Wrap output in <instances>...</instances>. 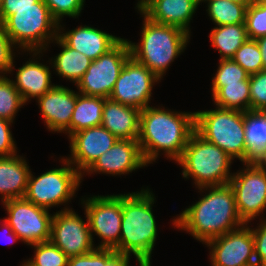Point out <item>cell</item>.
<instances>
[{
    "label": "cell",
    "mask_w": 266,
    "mask_h": 266,
    "mask_svg": "<svg viewBox=\"0 0 266 266\" xmlns=\"http://www.w3.org/2000/svg\"><path fill=\"white\" fill-rule=\"evenodd\" d=\"M198 189L202 192L208 190L209 193L172 220L176 228L188 232L196 240L206 244L245 224L239 216L229 183Z\"/></svg>",
    "instance_id": "cell-1"
},
{
    "label": "cell",
    "mask_w": 266,
    "mask_h": 266,
    "mask_svg": "<svg viewBox=\"0 0 266 266\" xmlns=\"http://www.w3.org/2000/svg\"><path fill=\"white\" fill-rule=\"evenodd\" d=\"M195 131V112H175L148 106L141 110L138 143L145 163L157 160L163 151L177 162Z\"/></svg>",
    "instance_id": "cell-2"
},
{
    "label": "cell",
    "mask_w": 266,
    "mask_h": 266,
    "mask_svg": "<svg viewBox=\"0 0 266 266\" xmlns=\"http://www.w3.org/2000/svg\"><path fill=\"white\" fill-rule=\"evenodd\" d=\"M155 196L149 188L122 194L120 241L113 248L117 253L135 256L137 262L151 259L157 238V223L152 206Z\"/></svg>",
    "instance_id": "cell-3"
},
{
    "label": "cell",
    "mask_w": 266,
    "mask_h": 266,
    "mask_svg": "<svg viewBox=\"0 0 266 266\" xmlns=\"http://www.w3.org/2000/svg\"><path fill=\"white\" fill-rule=\"evenodd\" d=\"M138 11L144 24L140 42L128 40L131 57L161 80L171 62L184 52L191 35L179 27L153 22Z\"/></svg>",
    "instance_id": "cell-4"
},
{
    "label": "cell",
    "mask_w": 266,
    "mask_h": 266,
    "mask_svg": "<svg viewBox=\"0 0 266 266\" xmlns=\"http://www.w3.org/2000/svg\"><path fill=\"white\" fill-rule=\"evenodd\" d=\"M232 159L225 151L194 131L177 161L185 179L192 177L197 188L228 184Z\"/></svg>",
    "instance_id": "cell-5"
},
{
    "label": "cell",
    "mask_w": 266,
    "mask_h": 266,
    "mask_svg": "<svg viewBox=\"0 0 266 266\" xmlns=\"http://www.w3.org/2000/svg\"><path fill=\"white\" fill-rule=\"evenodd\" d=\"M195 131L232 159L247 163L244 111L215 107L195 112Z\"/></svg>",
    "instance_id": "cell-6"
},
{
    "label": "cell",
    "mask_w": 266,
    "mask_h": 266,
    "mask_svg": "<svg viewBox=\"0 0 266 266\" xmlns=\"http://www.w3.org/2000/svg\"><path fill=\"white\" fill-rule=\"evenodd\" d=\"M3 24L15 48L19 45L17 48L24 52L45 51L58 36V23L43 0L36 2L34 8L15 10Z\"/></svg>",
    "instance_id": "cell-7"
},
{
    "label": "cell",
    "mask_w": 266,
    "mask_h": 266,
    "mask_svg": "<svg viewBox=\"0 0 266 266\" xmlns=\"http://www.w3.org/2000/svg\"><path fill=\"white\" fill-rule=\"evenodd\" d=\"M63 167L54 168L38 177L30 172L24 198L36 206L45 208L68 204L81 183V175L65 158Z\"/></svg>",
    "instance_id": "cell-8"
},
{
    "label": "cell",
    "mask_w": 266,
    "mask_h": 266,
    "mask_svg": "<svg viewBox=\"0 0 266 266\" xmlns=\"http://www.w3.org/2000/svg\"><path fill=\"white\" fill-rule=\"evenodd\" d=\"M131 57L128 40L122 38L112 49L91 62L76 84L79 94L109 98L120 72Z\"/></svg>",
    "instance_id": "cell-9"
},
{
    "label": "cell",
    "mask_w": 266,
    "mask_h": 266,
    "mask_svg": "<svg viewBox=\"0 0 266 266\" xmlns=\"http://www.w3.org/2000/svg\"><path fill=\"white\" fill-rule=\"evenodd\" d=\"M2 203L8 215L3 220L21 241L27 245L50 241L53 215L49 210L25 198L8 199Z\"/></svg>",
    "instance_id": "cell-10"
},
{
    "label": "cell",
    "mask_w": 266,
    "mask_h": 266,
    "mask_svg": "<svg viewBox=\"0 0 266 266\" xmlns=\"http://www.w3.org/2000/svg\"><path fill=\"white\" fill-rule=\"evenodd\" d=\"M82 199L91 237L101 239L96 248H114L120 241L122 222V194L93 196Z\"/></svg>",
    "instance_id": "cell-11"
},
{
    "label": "cell",
    "mask_w": 266,
    "mask_h": 266,
    "mask_svg": "<svg viewBox=\"0 0 266 266\" xmlns=\"http://www.w3.org/2000/svg\"><path fill=\"white\" fill-rule=\"evenodd\" d=\"M243 165L246 168L233 173L229 184L239 216L249 224L266 209V172L255 162Z\"/></svg>",
    "instance_id": "cell-12"
},
{
    "label": "cell",
    "mask_w": 266,
    "mask_h": 266,
    "mask_svg": "<svg viewBox=\"0 0 266 266\" xmlns=\"http://www.w3.org/2000/svg\"><path fill=\"white\" fill-rule=\"evenodd\" d=\"M86 222L72 208L65 206L63 210L53 214L50 241L68 258L90 253L96 247L87 215Z\"/></svg>",
    "instance_id": "cell-13"
},
{
    "label": "cell",
    "mask_w": 266,
    "mask_h": 266,
    "mask_svg": "<svg viewBox=\"0 0 266 266\" xmlns=\"http://www.w3.org/2000/svg\"><path fill=\"white\" fill-rule=\"evenodd\" d=\"M160 79L145 65L130 57L120 72L110 99L143 110L150 106L155 83Z\"/></svg>",
    "instance_id": "cell-14"
},
{
    "label": "cell",
    "mask_w": 266,
    "mask_h": 266,
    "mask_svg": "<svg viewBox=\"0 0 266 266\" xmlns=\"http://www.w3.org/2000/svg\"><path fill=\"white\" fill-rule=\"evenodd\" d=\"M205 245L211 249L212 266H256L254 238L247 224L218 236Z\"/></svg>",
    "instance_id": "cell-15"
},
{
    "label": "cell",
    "mask_w": 266,
    "mask_h": 266,
    "mask_svg": "<svg viewBox=\"0 0 266 266\" xmlns=\"http://www.w3.org/2000/svg\"><path fill=\"white\" fill-rule=\"evenodd\" d=\"M69 139L71 155L66 159L81 175L118 140L102 125L73 133Z\"/></svg>",
    "instance_id": "cell-16"
},
{
    "label": "cell",
    "mask_w": 266,
    "mask_h": 266,
    "mask_svg": "<svg viewBox=\"0 0 266 266\" xmlns=\"http://www.w3.org/2000/svg\"><path fill=\"white\" fill-rule=\"evenodd\" d=\"M77 92L54 85L48 92L37 99L43 120L49 131L69 134L70 122L76 104Z\"/></svg>",
    "instance_id": "cell-17"
},
{
    "label": "cell",
    "mask_w": 266,
    "mask_h": 266,
    "mask_svg": "<svg viewBox=\"0 0 266 266\" xmlns=\"http://www.w3.org/2000/svg\"><path fill=\"white\" fill-rule=\"evenodd\" d=\"M147 166L145 163L137 139H118L114 145L101 154L86 173H105L125 175L136 169Z\"/></svg>",
    "instance_id": "cell-18"
},
{
    "label": "cell",
    "mask_w": 266,
    "mask_h": 266,
    "mask_svg": "<svg viewBox=\"0 0 266 266\" xmlns=\"http://www.w3.org/2000/svg\"><path fill=\"white\" fill-rule=\"evenodd\" d=\"M201 0H147L138 9L151 21L176 26L190 34V21Z\"/></svg>",
    "instance_id": "cell-19"
},
{
    "label": "cell",
    "mask_w": 266,
    "mask_h": 266,
    "mask_svg": "<svg viewBox=\"0 0 266 266\" xmlns=\"http://www.w3.org/2000/svg\"><path fill=\"white\" fill-rule=\"evenodd\" d=\"M61 27V28H60ZM58 24V36L71 48L86 55L94 61L112 49L122 38L91 26H79L65 33Z\"/></svg>",
    "instance_id": "cell-20"
},
{
    "label": "cell",
    "mask_w": 266,
    "mask_h": 266,
    "mask_svg": "<svg viewBox=\"0 0 266 266\" xmlns=\"http://www.w3.org/2000/svg\"><path fill=\"white\" fill-rule=\"evenodd\" d=\"M31 53L33 58L18 68L13 81L14 87L20 92L25 104L31 100L30 98H40L55 85L51 83L49 66L34 59L37 56L40 58L42 51H29V54Z\"/></svg>",
    "instance_id": "cell-21"
},
{
    "label": "cell",
    "mask_w": 266,
    "mask_h": 266,
    "mask_svg": "<svg viewBox=\"0 0 266 266\" xmlns=\"http://www.w3.org/2000/svg\"><path fill=\"white\" fill-rule=\"evenodd\" d=\"M141 110L106 98L102 126L122 140L138 139Z\"/></svg>",
    "instance_id": "cell-22"
},
{
    "label": "cell",
    "mask_w": 266,
    "mask_h": 266,
    "mask_svg": "<svg viewBox=\"0 0 266 266\" xmlns=\"http://www.w3.org/2000/svg\"><path fill=\"white\" fill-rule=\"evenodd\" d=\"M31 170L20 155L0 157L1 201L24 198Z\"/></svg>",
    "instance_id": "cell-23"
},
{
    "label": "cell",
    "mask_w": 266,
    "mask_h": 266,
    "mask_svg": "<svg viewBox=\"0 0 266 266\" xmlns=\"http://www.w3.org/2000/svg\"><path fill=\"white\" fill-rule=\"evenodd\" d=\"M53 41L62 48V51L53 60H50V64L53 65L52 67L56 70L58 76L77 84L92 60L83 53L69 47L59 36Z\"/></svg>",
    "instance_id": "cell-24"
},
{
    "label": "cell",
    "mask_w": 266,
    "mask_h": 266,
    "mask_svg": "<svg viewBox=\"0 0 266 266\" xmlns=\"http://www.w3.org/2000/svg\"><path fill=\"white\" fill-rule=\"evenodd\" d=\"M105 98L86 96L77 92L76 104L70 122V136L73 133L102 124V110Z\"/></svg>",
    "instance_id": "cell-25"
},
{
    "label": "cell",
    "mask_w": 266,
    "mask_h": 266,
    "mask_svg": "<svg viewBox=\"0 0 266 266\" xmlns=\"http://www.w3.org/2000/svg\"><path fill=\"white\" fill-rule=\"evenodd\" d=\"M212 47L221 55L220 59H232L236 51L248 39L245 24L217 26L210 32Z\"/></svg>",
    "instance_id": "cell-26"
},
{
    "label": "cell",
    "mask_w": 266,
    "mask_h": 266,
    "mask_svg": "<svg viewBox=\"0 0 266 266\" xmlns=\"http://www.w3.org/2000/svg\"><path fill=\"white\" fill-rule=\"evenodd\" d=\"M247 163L255 162L266 150V118L260 111L244 112Z\"/></svg>",
    "instance_id": "cell-27"
},
{
    "label": "cell",
    "mask_w": 266,
    "mask_h": 266,
    "mask_svg": "<svg viewBox=\"0 0 266 266\" xmlns=\"http://www.w3.org/2000/svg\"><path fill=\"white\" fill-rule=\"evenodd\" d=\"M250 83L249 78L238 83L226 84L212 97L216 107L250 111Z\"/></svg>",
    "instance_id": "cell-28"
},
{
    "label": "cell",
    "mask_w": 266,
    "mask_h": 266,
    "mask_svg": "<svg viewBox=\"0 0 266 266\" xmlns=\"http://www.w3.org/2000/svg\"><path fill=\"white\" fill-rule=\"evenodd\" d=\"M207 2V13L212 22L217 26L229 24H245V6L229 0H201Z\"/></svg>",
    "instance_id": "cell-29"
},
{
    "label": "cell",
    "mask_w": 266,
    "mask_h": 266,
    "mask_svg": "<svg viewBox=\"0 0 266 266\" xmlns=\"http://www.w3.org/2000/svg\"><path fill=\"white\" fill-rule=\"evenodd\" d=\"M34 257L24 261L25 266H67L69 258L51 241L35 243Z\"/></svg>",
    "instance_id": "cell-30"
},
{
    "label": "cell",
    "mask_w": 266,
    "mask_h": 266,
    "mask_svg": "<svg viewBox=\"0 0 266 266\" xmlns=\"http://www.w3.org/2000/svg\"><path fill=\"white\" fill-rule=\"evenodd\" d=\"M24 104L20 92L14 87L13 79L0 76V118L14 122L16 113Z\"/></svg>",
    "instance_id": "cell-31"
},
{
    "label": "cell",
    "mask_w": 266,
    "mask_h": 266,
    "mask_svg": "<svg viewBox=\"0 0 266 266\" xmlns=\"http://www.w3.org/2000/svg\"><path fill=\"white\" fill-rule=\"evenodd\" d=\"M249 76L233 59H220L217 73L212 78V96L226 84L247 80Z\"/></svg>",
    "instance_id": "cell-32"
},
{
    "label": "cell",
    "mask_w": 266,
    "mask_h": 266,
    "mask_svg": "<svg viewBox=\"0 0 266 266\" xmlns=\"http://www.w3.org/2000/svg\"><path fill=\"white\" fill-rule=\"evenodd\" d=\"M232 59L250 75L263 70L261 52L258 43L254 39L248 38L236 51Z\"/></svg>",
    "instance_id": "cell-33"
},
{
    "label": "cell",
    "mask_w": 266,
    "mask_h": 266,
    "mask_svg": "<svg viewBox=\"0 0 266 266\" xmlns=\"http://www.w3.org/2000/svg\"><path fill=\"white\" fill-rule=\"evenodd\" d=\"M245 25L249 39L266 36V5L251 4L246 10Z\"/></svg>",
    "instance_id": "cell-34"
},
{
    "label": "cell",
    "mask_w": 266,
    "mask_h": 266,
    "mask_svg": "<svg viewBox=\"0 0 266 266\" xmlns=\"http://www.w3.org/2000/svg\"><path fill=\"white\" fill-rule=\"evenodd\" d=\"M85 0H43L52 18L60 24L64 16L77 18L84 7Z\"/></svg>",
    "instance_id": "cell-35"
},
{
    "label": "cell",
    "mask_w": 266,
    "mask_h": 266,
    "mask_svg": "<svg viewBox=\"0 0 266 266\" xmlns=\"http://www.w3.org/2000/svg\"><path fill=\"white\" fill-rule=\"evenodd\" d=\"M250 111L266 108V69L249 76Z\"/></svg>",
    "instance_id": "cell-36"
},
{
    "label": "cell",
    "mask_w": 266,
    "mask_h": 266,
    "mask_svg": "<svg viewBox=\"0 0 266 266\" xmlns=\"http://www.w3.org/2000/svg\"><path fill=\"white\" fill-rule=\"evenodd\" d=\"M13 45L11 39L9 38L3 22L0 20V76H5V74L13 71L14 68V57Z\"/></svg>",
    "instance_id": "cell-37"
},
{
    "label": "cell",
    "mask_w": 266,
    "mask_h": 266,
    "mask_svg": "<svg viewBox=\"0 0 266 266\" xmlns=\"http://www.w3.org/2000/svg\"><path fill=\"white\" fill-rule=\"evenodd\" d=\"M256 266H266V219L252 229Z\"/></svg>",
    "instance_id": "cell-38"
},
{
    "label": "cell",
    "mask_w": 266,
    "mask_h": 266,
    "mask_svg": "<svg viewBox=\"0 0 266 266\" xmlns=\"http://www.w3.org/2000/svg\"><path fill=\"white\" fill-rule=\"evenodd\" d=\"M11 121L0 118V157L17 154V147L10 131Z\"/></svg>",
    "instance_id": "cell-39"
},
{
    "label": "cell",
    "mask_w": 266,
    "mask_h": 266,
    "mask_svg": "<svg viewBox=\"0 0 266 266\" xmlns=\"http://www.w3.org/2000/svg\"><path fill=\"white\" fill-rule=\"evenodd\" d=\"M130 256L112 248H99V266H129Z\"/></svg>",
    "instance_id": "cell-40"
},
{
    "label": "cell",
    "mask_w": 266,
    "mask_h": 266,
    "mask_svg": "<svg viewBox=\"0 0 266 266\" xmlns=\"http://www.w3.org/2000/svg\"><path fill=\"white\" fill-rule=\"evenodd\" d=\"M39 0H2L0 5V20L3 22L17 9L34 8Z\"/></svg>",
    "instance_id": "cell-41"
},
{
    "label": "cell",
    "mask_w": 266,
    "mask_h": 266,
    "mask_svg": "<svg viewBox=\"0 0 266 266\" xmlns=\"http://www.w3.org/2000/svg\"><path fill=\"white\" fill-rule=\"evenodd\" d=\"M67 266H99V248L84 255L70 257Z\"/></svg>",
    "instance_id": "cell-42"
},
{
    "label": "cell",
    "mask_w": 266,
    "mask_h": 266,
    "mask_svg": "<svg viewBox=\"0 0 266 266\" xmlns=\"http://www.w3.org/2000/svg\"><path fill=\"white\" fill-rule=\"evenodd\" d=\"M256 42L258 43V47L261 52L263 69H266V36L257 38Z\"/></svg>",
    "instance_id": "cell-43"
},
{
    "label": "cell",
    "mask_w": 266,
    "mask_h": 266,
    "mask_svg": "<svg viewBox=\"0 0 266 266\" xmlns=\"http://www.w3.org/2000/svg\"><path fill=\"white\" fill-rule=\"evenodd\" d=\"M2 222V229L6 231L7 235H9L8 238L11 240V243L20 240L19 237L13 232V229L10 227V225L5 220H3Z\"/></svg>",
    "instance_id": "cell-44"
},
{
    "label": "cell",
    "mask_w": 266,
    "mask_h": 266,
    "mask_svg": "<svg viewBox=\"0 0 266 266\" xmlns=\"http://www.w3.org/2000/svg\"><path fill=\"white\" fill-rule=\"evenodd\" d=\"M255 163L266 172V150L259 156Z\"/></svg>",
    "instance_id": "cell-45"
},
{
    "label": "cell",
    "mask_w": 266,
    "mask_h": 266,
    "mask_svg": "<svg viewBox=\"0 0 266 266\" xmlns=\"http://www.w3.org/2000/svg\"><path fill=\"white\" fill-rule=\"evenodd\" d=\"M229 1L245 6L246 8H248L251 4L255 2V0H229Z\"/></svg>",
    "instance_id": "cell-46"
},
{
    "label": "cell",
    "mask_w": 266,
    "mask_h": 266,
    "mask_svg": "<svg viewBox=\"0 0 266 266\" xmlns=\"http://www.w3.org/2000/svg\"><path fill=\"white\" fill-rule=\"evenodd\" d=\"M151 259L141 261L140 266H151Z\"/></svg>",
    "instance_id": "cell-47"
},
{
    "label": "cell",
    "mask_w": 266,
    "mask_h": 266,
    "mask_svg": "<svg viewBox=\"0 0 266 266\" xmlns=\"http://www.w3.org/2000/svg\"><path fill=\"white\" fill-rule=\"evenodd\" d=\"M147 0H139L138 1V3H137V5H136V7H137V9L144 3V2H146Z\"/></svg>",
    "instance_id": "cell-48"
},
{
    "label": "cell",
    "mask_w": 266,
    "mask_h": 266,
    "mask_svg": "<svg viewBox=\"0 0 266 266\" xmlns=\"http://www.w3.org/2000/svg\"><path fill=\"white\" fill-rule=\"evenodd\" d=\"M255 2L258 4L266 5V0H255Z\"/></svg>",
    "instance_id": "cell-49"
},
{
    "label": "cell",
    "mask_w": 266,
    "mask_h": 266,
    "mask_svg": "<svg viewBox=\"0 0 266 266\" xmlns=\"http://www.w3.org/2000/svg\"><path fill=\"white\" fill-rule=\"evenodd\" d=\"M260 112H261V113L265 116V118H266V108H265V109H262Z\"/></svg>",
    "instance_id": "cell-50"
}]
</instances>
